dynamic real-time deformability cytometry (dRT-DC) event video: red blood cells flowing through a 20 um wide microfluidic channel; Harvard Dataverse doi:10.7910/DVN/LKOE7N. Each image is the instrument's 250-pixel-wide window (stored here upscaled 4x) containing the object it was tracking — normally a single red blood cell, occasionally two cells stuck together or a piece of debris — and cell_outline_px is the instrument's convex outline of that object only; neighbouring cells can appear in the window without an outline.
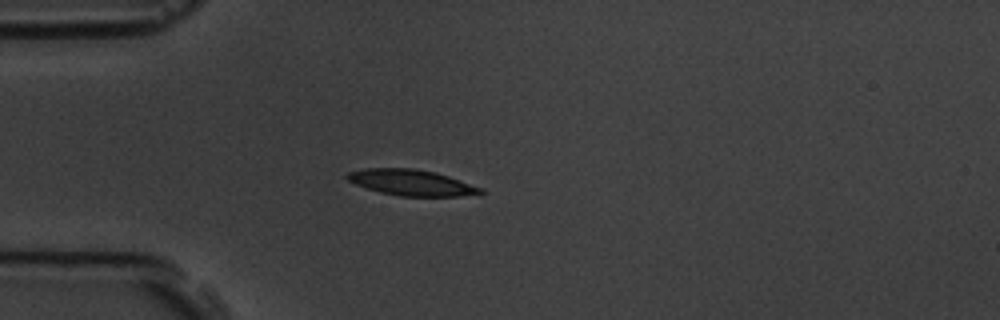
{"species": "common noctule bat (a hibernating species)", "species_latin": "Nyctalus noctula", "temperature_condition": "room temperature", "stored_images_in_passage": 7, "camera_frame_rate_fps": 3000, "um_per_image_px": 0.085, "animal": {"sex": "male", "body_mass_g": 19.5, "forearm_length_mm": 54.6}, "frame": {"image": 1, "passage_image": 5, "time_ms": 4.667, "image_size_px": [1000, 320], "cell_outline_px": [[484, 192], [460, 196], [400, 196], [380, 192], [356, 184], [348, 180], [344, 176], [348, 172], [364, 168], [412, 168], [436, 172], [484, 188]], "centroid_in_image_um": [34.96, 15.51], "position_along_channel_um": 50.0, "area_um2": 20.06}}
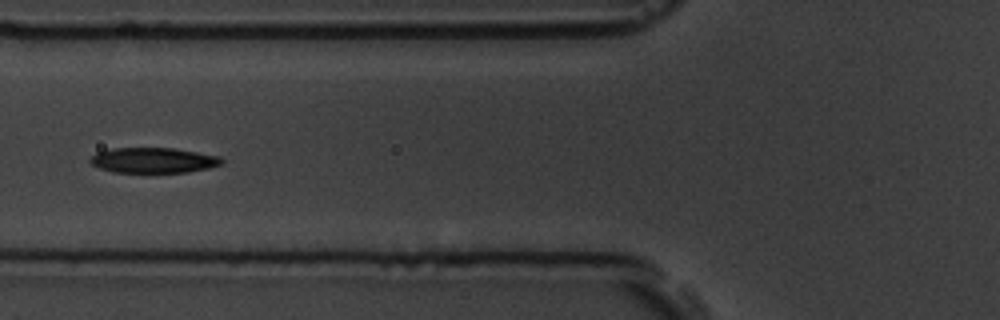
{"frame": {"image": 2, "passage_image": 7, "time_ms": 6.667, "image_size_px": [1000, 320], "cell_outline_px": [[224, 160], [220, 164], [208, 168], [188, 172], [112, 172], [100, 168], [92, 164], [88, 160], [96, 152], [112, 148], [172, 148], [220, 156]], "centroid_in_image_um": [13.01, 13.62], "position_along_channel_um": 112.8, "area_um2": 19.31}}